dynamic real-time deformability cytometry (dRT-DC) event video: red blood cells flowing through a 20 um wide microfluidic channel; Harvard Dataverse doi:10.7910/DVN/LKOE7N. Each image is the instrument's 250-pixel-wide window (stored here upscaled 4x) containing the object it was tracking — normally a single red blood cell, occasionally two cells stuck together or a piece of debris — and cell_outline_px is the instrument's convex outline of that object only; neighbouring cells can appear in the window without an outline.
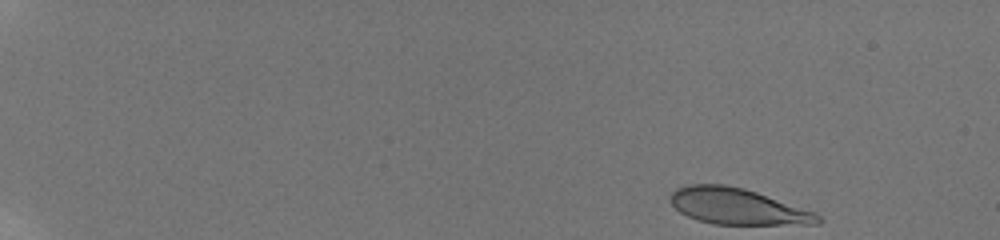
{"species": "human", "species_latin": "Homo sapiens", "temperature_condition": "room temperature", "stored_images_in_passage": 50, "camera_frame_rate_fps": 3000, "um_per_image_px": 0.085, "donor": {"sex": "male"}, "frame": {"image": 1, "passage_image": 1, "time_ms": 0.0, "image_size_px": [1000, 240], "cell_outline_px": [[824, 220], [820, 224], [716, 224], [700, 220], [688, 216], [680, 212], [668, 200], [672, 192], [676, 188], [688, 184], [724, 184], [744, 188], [816, 212]], "centroid_in_image_um": [62.7, 17.54], "position_along_channel_um": 22.3, "area_um2": 30.98}}
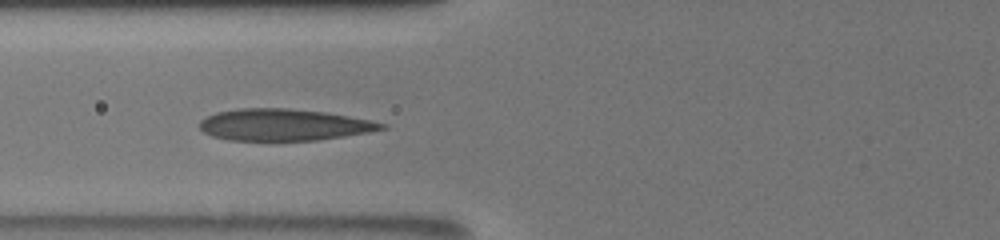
{"frame": {"image": 2, "passage_image": 20, "time_ms": 6.333, "image_size_px": [1000, 240], "cell_outline_px": [[388, 128], [368, 132], [344, 136], [316, 140], [228, 140], [212, 136], [204, 132], [200, 128], [200, 120], [216, 112], [236, 108], [288, 108], [324, 112], [348, 116], [388, 124]], "centroid_in_image_um": [24.11, 10.6], "position_along_channel_um": 101.7, "area_um2": 33.47}}
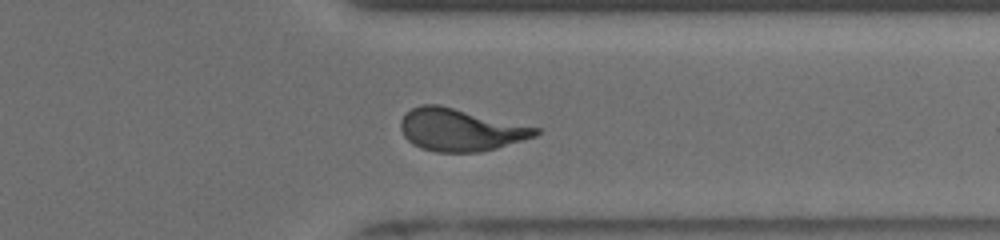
{"frame": {"image": 3, "passage_image": 41, "time_ms": 13.333, "image_size_px": [1000, 240], "cell_outline_px": [[540, 132], [536, 136], [496, 148], [480, 152], [436, 152], [420, 148], [412, 144], [404, 136], [400, 128], [400, 120], [412, 108], [420, 104], [440, 104], [540, 128]], "centroid_in_image_um": [39.12, 11.03], "position_along_channel_um": 372.3, "area_um2": 33.41}, "authors_computed_cell_mechanics": {"area_um2": 32.9749, "velocity_mm_per_s": 3.8557, "shape_relaxation_time_tau1_ms": 6.7231, "shape_relaxation_time_tau2_ms": 0.8386, "deformation_change_tau1": 0.2431, "deformation_change_tau2": 0.0692}}